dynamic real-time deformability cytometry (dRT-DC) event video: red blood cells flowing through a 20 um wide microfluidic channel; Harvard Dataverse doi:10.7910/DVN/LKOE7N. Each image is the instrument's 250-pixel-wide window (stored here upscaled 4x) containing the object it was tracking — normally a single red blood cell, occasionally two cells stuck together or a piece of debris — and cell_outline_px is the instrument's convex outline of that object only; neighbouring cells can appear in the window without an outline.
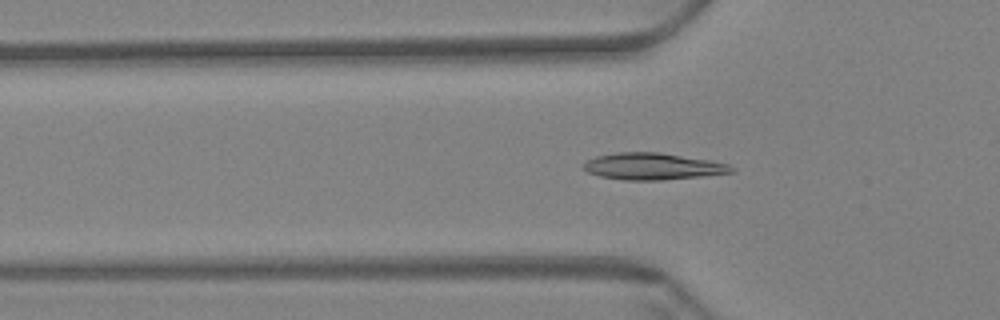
{"species": "Egyptian fruit bat (a non-hibernating species)", "species_latin": "Rousettus aegyptiacus", "temperature_condition": "warm", "stored_images_in_passage": 60, "camera_frame_rate_fps": 3000, "um_per_image_px": 0.085, "animal": {"sex": "female"}, "frame": {"image": 1, "passage_image": 20, "time_ms": 6.333, "image_size_px": [1000, 320], "cell_outline_px": [[736, 172], [700, 176], [660, 180], [624, 180], [600, 176], [588, 172], [580, 168], [588, 160], [596, 156], [616, 152], [660, 152], [708, 160], [728, 164], [736, 168]], "centroid_in_image_um": [55.47, 14.14], "position_along_channel_um": 70.3, "area_um2": 23.0}}
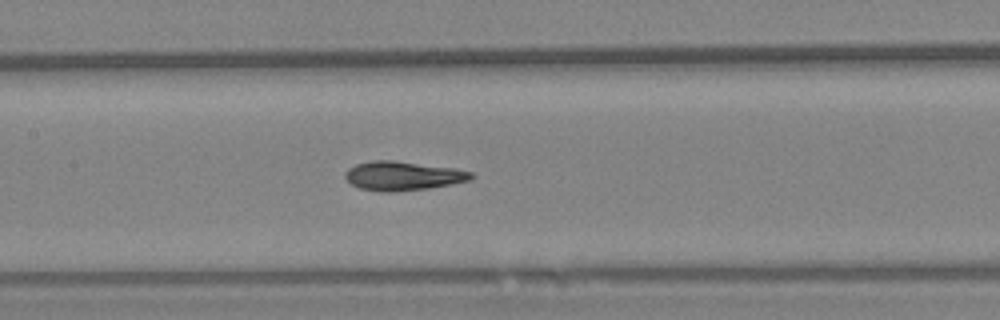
{"frame": {"image": 2, "passage_image": 29, "time_ms": 9.333, "image_size_px": [1000, 320], "cell_outline_px": [[476, 176], [468, 180], [452, 184], [428, 188], [392, 192], [380, 192], [360, 188], [352, 184], [344, 176], [344, 172], [348, 168], [356, 164], [372, 160], [392, 160], [456, 168], [472, 172]], "centroid_in_image_um": [34.24, 14.94], "position_along_channel_um": 173.2, "area_um2": 21.39}}
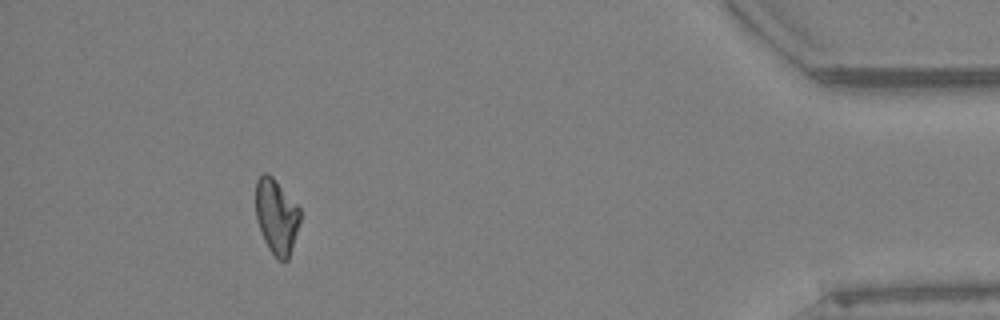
{"frame": {"image": 3, "passage_image": 55, "time_ms": 18.0, "image_size_px": [1000, 320], "cell_outline_px": [[300, 220], [288, 260], [276, 260], [268, 248], [264, 240], [256, 220], [256, 180], [264, 172], [268, 172], [276, 180], [300, 208]], "centroid_in_image_um": [23.48, 18.39], "position_along_channel_um": 411.7, "area_um2": 19.42}, "authors_computed_cell_mechanics": {"area_um2": 20.808, "velocity_mm_per_s": 3.4284, "shape_relaxation_time_tau1_ms": null, "shape_relaxation_time_tau2_ms": 2.643, "deformation_change_tau1": null, "deformation_change_tau2": 0.057}}